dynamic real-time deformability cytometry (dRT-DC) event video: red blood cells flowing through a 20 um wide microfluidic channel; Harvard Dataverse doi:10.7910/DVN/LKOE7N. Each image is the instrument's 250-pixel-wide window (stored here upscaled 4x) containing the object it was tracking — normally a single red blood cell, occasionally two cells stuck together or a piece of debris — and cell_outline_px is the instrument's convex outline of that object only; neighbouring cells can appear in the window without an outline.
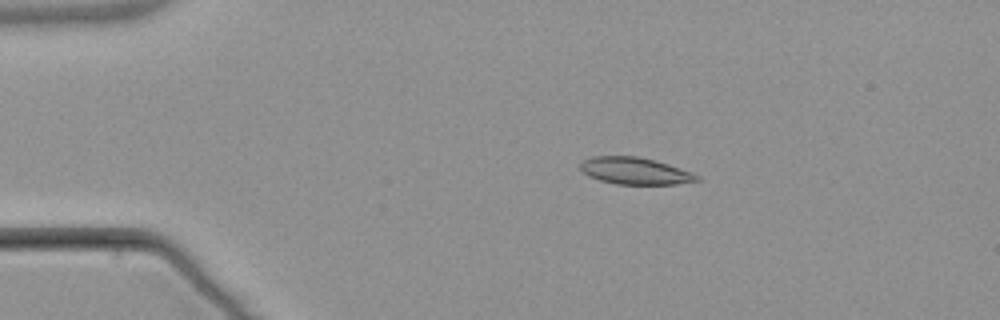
{"species": "common noctule bat (a hibernating species)", "species_latin": "Nyctalus noctula", "temperature_condition": "warm", "stored_images_in_passage": 4, "camera_frame_rate_fps": 3000, "um_per_image_px": 0.085, "animal": {"sex": "male", "body_mass_g": 21.5, "forearm_length_mm": 52.0}, "frame": {"image": 1, "passage_image": 3, "time_ms": 2.667, "image_size_px": [1000, 320], "cell_outline_px": [[700, 180], [676, 184], [616, 184], [600, 180], [588, 176], [580, 168], [580, 160], [592, 156], [640, 156], [668, 164], [692, 172], [700, 176]], "centroid_in_image_um": [53.95, 14.52], "position_along_channel_um": 31.0, "area_um2": 18.38}}